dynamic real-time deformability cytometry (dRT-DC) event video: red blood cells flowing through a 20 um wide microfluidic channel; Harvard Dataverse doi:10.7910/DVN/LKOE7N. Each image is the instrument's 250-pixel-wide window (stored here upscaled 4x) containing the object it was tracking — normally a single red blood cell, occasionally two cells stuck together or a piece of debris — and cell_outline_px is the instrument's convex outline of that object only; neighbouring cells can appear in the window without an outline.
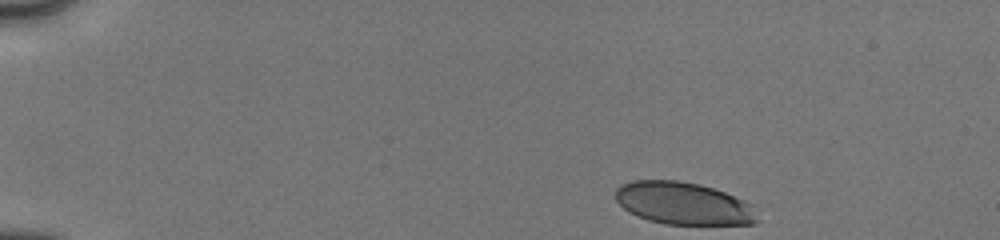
{"species": "human", "species_latin": "Homo sapiens", "temperature_condition": "cold", "stored_images_in_passage": 19, "camera_frame_rate_fps": 3000, "um_per_image_px": 0.085, "donor": {"sex": "male"}, "frame": {"image": 1, "passage_image": 1, "time_ms": 0.0, "image_size_px": [1000, 240], "cell_outline_px": [[756, 224], [664, 224], [648, 220], [628, 212], [616, 200], [616, 188], [620, 184], [632, 180], [676, 180], [700, 184], [724, 192], [744, 200], [748, 204], [756, 220]], "centroid_in_image_um": [58.0, 17.28], "position_along_channel_um": 27.0, "area_um2": 34.68}}
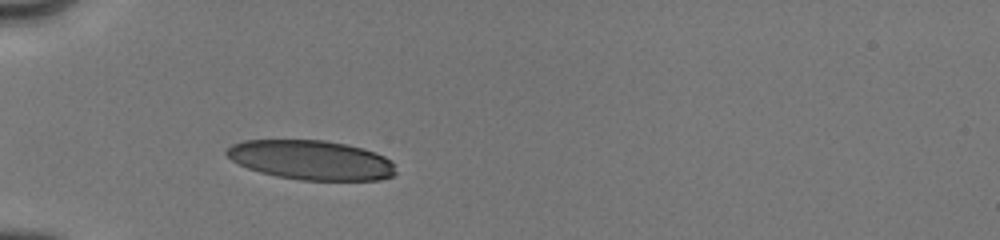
{"frame": {"image": 2, "passage_image": 18, "time_ms": 3.0, "image_size_px": [1000, 240], "cell_outline_px": [[396, 172], [392, 176], [380, 180], [300, 180], [276, 176], [260, 172], [248, 168], [232, 160], [224, 152], [232, 144], [244, 140], [324, 140], [344, 144], [376, 152], [384, 156], [392, 164]], "centroid_in_image_um": [26.43, 13.6], "position_along_channel_um": 58.6, "area_um2": 38.67}}